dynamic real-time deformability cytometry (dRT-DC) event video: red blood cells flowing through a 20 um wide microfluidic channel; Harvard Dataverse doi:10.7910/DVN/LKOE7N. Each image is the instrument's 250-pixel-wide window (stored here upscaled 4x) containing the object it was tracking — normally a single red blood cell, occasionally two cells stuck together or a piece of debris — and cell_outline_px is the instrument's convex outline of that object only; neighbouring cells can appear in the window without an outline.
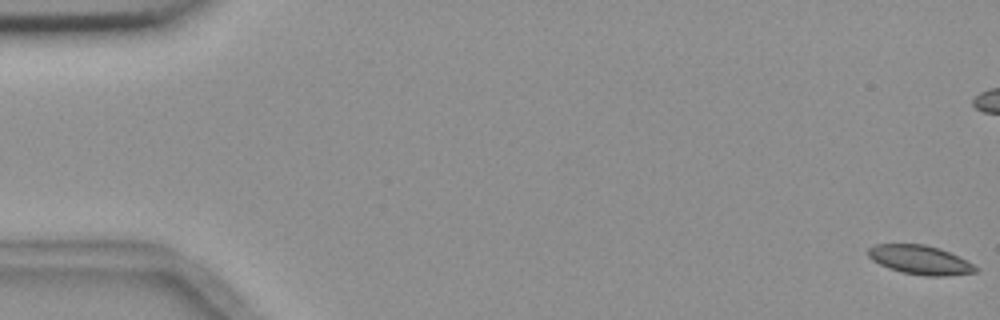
{"species": "common noctule bat (a hibernating species)", "species_latin": "Nyctalus noctula", "temperature_condition": "room temperature", "stored_images_in_passage": 7, "camera_frame_rate_fps": 3000, "um_per_image_px": 0.085, "animal": {"sex": "female", "body_mass_g": 18.4}, "frame": {"image": 1, "passage_image": 1, "time_ms": 0.0, "image_size_px": [1000, 320], "cell_outline_px": [[980, 268], [976, 272], [948, 276], [924, 276], [900, 272], [888, 268], [872, 260], [868, 256], [868, 248], [876, 244], [924, 244], [940, 248]], "centroid_in_image_um": [78.18, 22.1], "position_along_channel_um": 6.8, "area_um2": 18.15}}
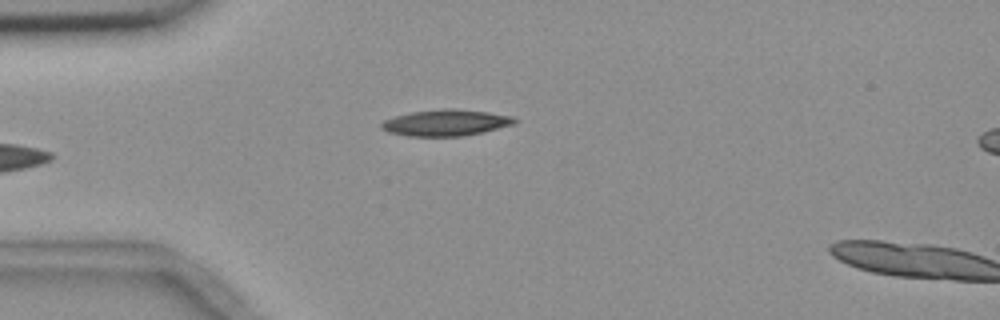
{"frame": {"image": 2, "passage_image": 6, "time_ms": 6.333, "image_size_px": [1000, 320], "cell_outline_px": [[516, 124], [484, 132], [464, 136], [408, 136], [388, 132], [380, 128], [380, 124], [384, 120], [396, 116], [412, 112], [444, 108], [456, 108], [488, 112], [512, 116], [516, 120]], "centroid_in_image_um": [37.92, 10.43], "position_along_channel_um": 47.1, "area_um2": 20.52}}